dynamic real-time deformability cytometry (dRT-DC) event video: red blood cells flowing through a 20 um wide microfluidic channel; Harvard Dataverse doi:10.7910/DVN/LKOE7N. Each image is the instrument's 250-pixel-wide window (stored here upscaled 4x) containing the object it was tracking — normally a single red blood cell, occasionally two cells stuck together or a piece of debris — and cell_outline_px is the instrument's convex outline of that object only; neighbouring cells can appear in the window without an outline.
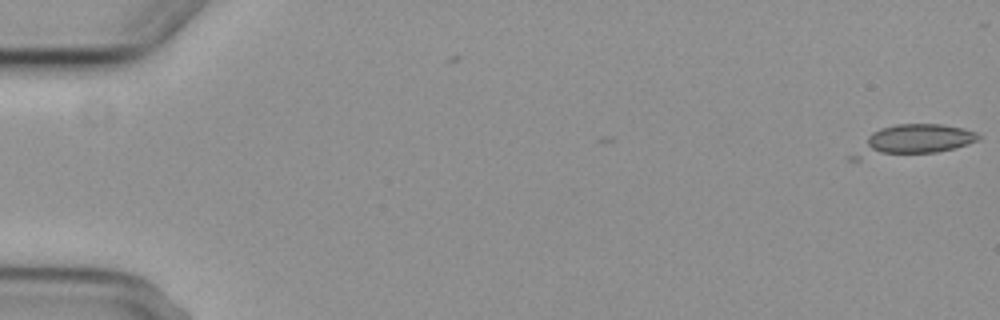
{"species": "common noctule bat (a hibernating species)", "species_latin": "Nyctalus noctula", "temperature_condition": "cold", "stored_images_in_passage": 9, "camera_frame_rate_fps": 3000, "um_per_image_px": 0.085, "animal": {"sex": "female", "body_mass_g": 29.2, "forearm_length_mm": 56.3}, "frame": {"image": 1, "passage_image": 1, "time_ms": 0.0, "image_size_px": [1000, 320], "cell_outline_px": [[980, 140], [956, 148], [936, 152], [860, 160], [848, 160], [848, 156], [872, 132], [880, 128], [896, 124], [940, 124], [964, 128], [976, 132], [980, 136]], "centroid_in_image_um": [77.54, 11.96], "position_along_channel_um": 7.5, "area_um2": 22.72}}
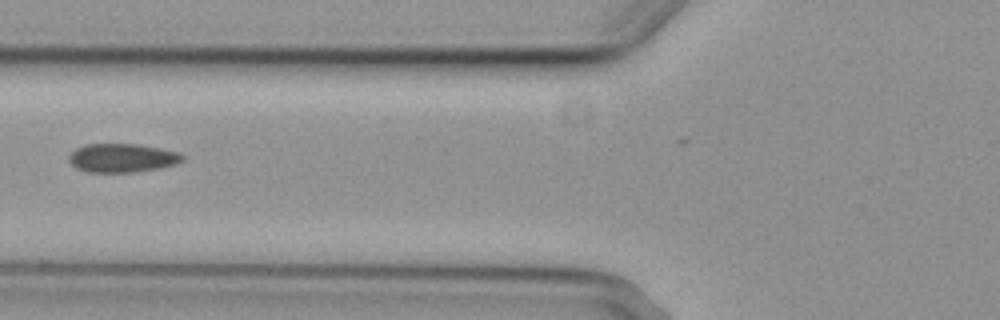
{"frame": {"image": 2, "passage_image": 7, "time_ms": 7.333, "image_size_px": [1000, 320], "cell_outline_px": [[184, 160], [176, 164], [160, 168], [136, 172], [88, 172], [76, 168], [68, 160], [68, 156], [76, 148], [84, 144], [136, 144], [160, 148], [180, 152], [184, 156]], "centroid_in_image_um": [10.4, 13.42], "position_along_channel_um": 115.4, "area_um2": 19.13}}
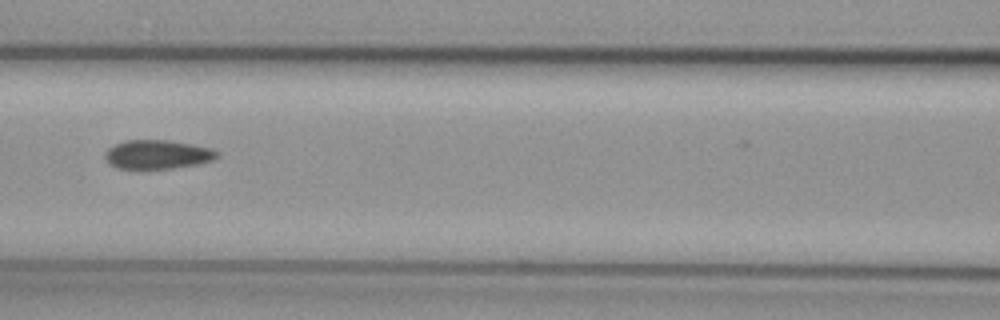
{"frame": {"image": 3, "passage_image": 8, "time_ms": 8.333, "image_size_px": [1000, 320], "cell_outline_px": [[220, 156], [212, 160], [200, 164], [172, 168], [140, 172], [116, 168], [104, 156], [104, 152], [108, 148], [124, 140], [168, 140], [192, 144], [212, 148], [220, 152]], "centroid_in_image_um": [13.38, 13.17], "position_along_channel_um": 153.2, "area_um2": 19.71}}